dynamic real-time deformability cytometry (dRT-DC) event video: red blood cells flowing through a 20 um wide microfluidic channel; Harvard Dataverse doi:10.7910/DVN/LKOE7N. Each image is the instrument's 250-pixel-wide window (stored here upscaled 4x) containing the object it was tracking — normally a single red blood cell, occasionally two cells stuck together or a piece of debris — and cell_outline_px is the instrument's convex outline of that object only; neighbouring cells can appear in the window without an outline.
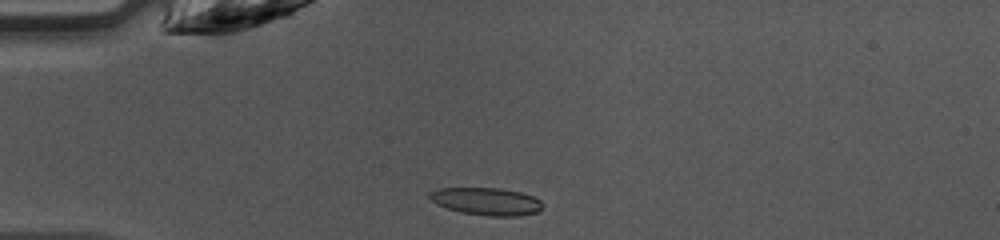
{"species": "common noctule bat (a hibernating species)", "species_latin": "Nyctalus noctula", "temperature_condition": "warm", "stored_images_in_passage": 36, "camera_frame_rate_fps": 3000, "um_per_image_px": 0.085, "animal": {"sex": "female", "body_mass_g": 10.0, "forearm_length_mm": 53.1}, "frame": {"image": 1, "passage_image": 1, "time_ms": 0.0, "image_size_px": [1000, 240], "cell_outline_px": [[544, 208], [540, 212], [516, 216], [488, 216], [460, 212], [436, 204], [428, 196], [428, 192], [436, 188], [500, 188], [520, 192], [532, 196], [540, 200], [544, 204]], "centroid_in_image_um": [41.37, 17.12], "position_along_channel_um": 43.6, "area_um2": 18.32}}
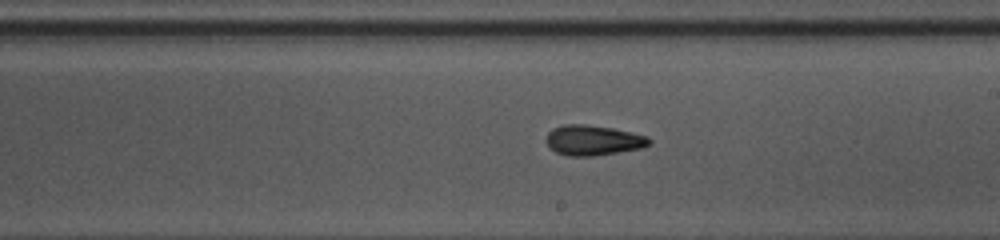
{"frame": {"image": 2, "passage_image": 16, "time_ms": 5.0, "image_size_px": [1000, 240], "cell_outline_px": [[652, 144], [644, 148], [596, 156], [568, 156], [556, 152], [544, 140], [548, 132], [552, 128], [564, 124], [584, 124], [612, 128], [648, 136], [652, 140]], "centroid_in_image_um": [50.44, 11.93], "position_along_channel_um": 238.6, "area_um2": 18.38}}
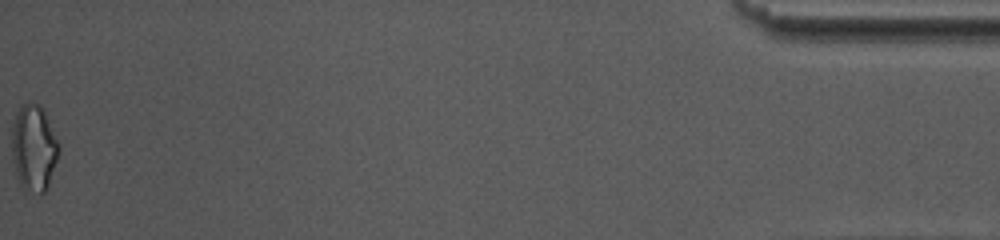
{"frame": {"image": 3, "passage_image": 36, "time_ms": 11.667, "image_size_px": [1000, 240], "cell_outline_px": [[60, 148], [48, 188], [44, 192], [40, 192], [24, 188], [20, 184], [12, 160], [12, 124], [16, 112], [20, 104], [28, 100], [32, 100], [40, 104], [44, 108], [60, 144]], "centroid_in_image_um": [2.88, 12.46], "position_along_channel_um": 432.3, "area_um2": 24.04}, "authors_computed_cell_mechanics": {"area_um2": 17.9758, "velocity_mm_per_s": 4.287, "shape_relaxation_time_tau1_ms": 3.6108, "shape_relaxation_time_tau2_ms": 2.6651, "deformation_change_tau1": 0.1284, "deformation_change_tau2": 0.1026}}